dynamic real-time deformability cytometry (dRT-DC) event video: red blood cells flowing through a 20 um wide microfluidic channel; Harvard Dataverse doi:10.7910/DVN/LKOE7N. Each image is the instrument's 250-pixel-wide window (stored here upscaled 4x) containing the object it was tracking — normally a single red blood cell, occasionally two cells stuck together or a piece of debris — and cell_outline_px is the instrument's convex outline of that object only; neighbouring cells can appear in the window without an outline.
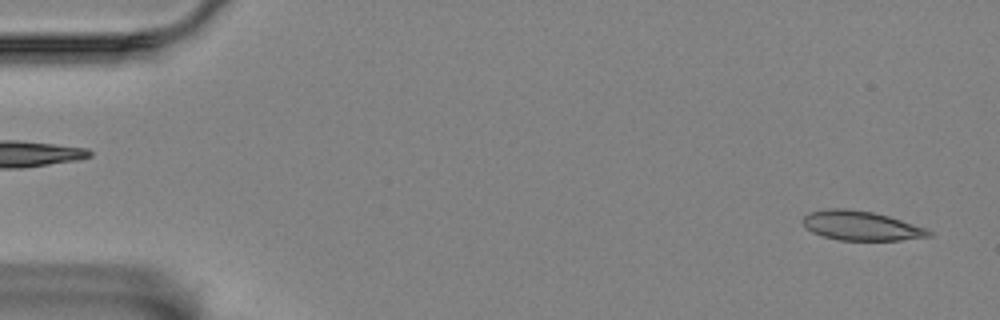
{"species": "Egyptian fruit bat (a non-hibernating species)", "species_latin": "Rousettus aegyptiacus", "temperature_condition": "room temperature", "stored_images_in_passage": 56, "camera_frame_rate_fps": 3000, "um_per_image_px": 0.085, "animal": {"sex": "female"}, "frame": {"image": 1, "passage_image": 2, "time_ms": 0.333, "image_size_px": [1000, 320], "cell_outline_px": [[932, 236], [900, 240], [840, 240], [824, 236], [812, 232], [804, 224], [804, 216], [808, 212], [828, 208], [848, 208], [872, 212], [888, 216], [928, 228], [932, 232]], "centroid_in_image_um": [73.22, 19.18], "position_along_channel_um": 11.8, "area_um2": 21.5}}
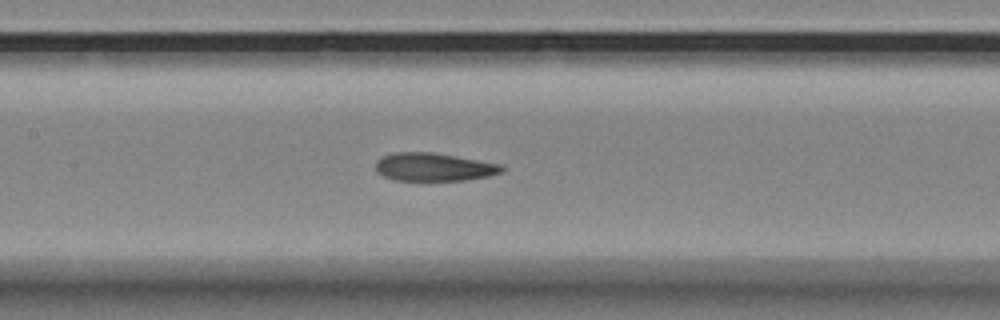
{"frame": {"image": 2, "passage_image": 26, "time_ms": 8.333, "image_size_px": [1000, 320], "cell_outline_px": [[504, 172], [488, 176], [468, 180], [392, 180], [376, 172], [376, 160], [384, 156], [396, 152], [432, 152], [504, 164]], "centroid_in_image_um": [36.91, 14.19], "position_along_channel_um": 170.5, "area_um2": 20.81}}
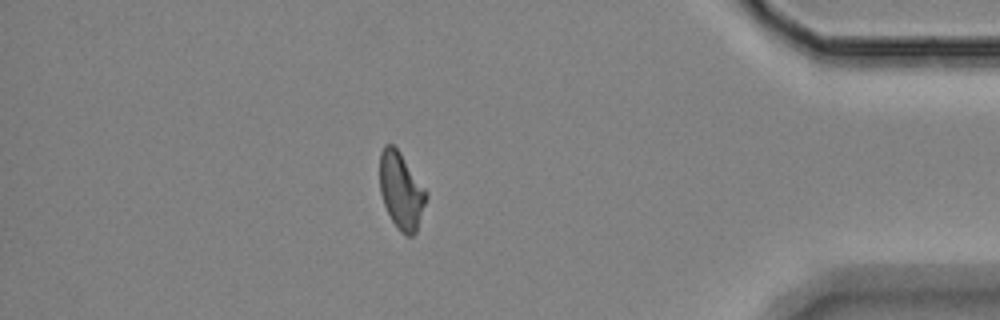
{"frame": {"image": 3, "passage_image": 49, "time_ms": 16.0, "image_size_px": [1000, 320], "cell_outline_px": [[428, 196], [416, 232], [412, 236], [404, 236], [400, 232], [392, 220], [384, 204], [380, 192], [380, 152], [384, 144], [392, 144], [400, 152], [428, 192]], "centroid_in_image_um": [34.11, 16.22], "position_along_channel_um": 401.1, "area_um2": 20.81}, "authors_computed_cell_mechanics": {"area_um2": 21.675, "velocity_mm_per_s": 3.4794, "shape_relaxation_time_tau1_ms": null, "shape_relaxation_time_tau2_ms": 2.0593, "deformation_change_tau1": null, "deformation_change_tau2": 0.0827}}